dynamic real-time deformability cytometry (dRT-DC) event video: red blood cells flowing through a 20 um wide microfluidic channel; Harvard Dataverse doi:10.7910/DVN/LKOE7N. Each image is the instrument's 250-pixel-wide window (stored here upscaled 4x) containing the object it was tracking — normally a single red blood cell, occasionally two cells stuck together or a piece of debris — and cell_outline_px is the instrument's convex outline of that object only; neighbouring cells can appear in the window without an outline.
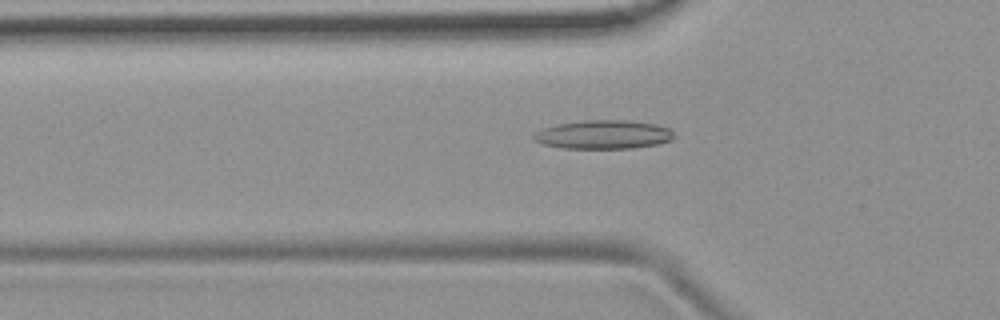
{"species": "common noctule bat (a hibernating species)", "species_latin": "Nyctalus noctula", "temperature_condition": "room temperature", "stored_images_in_passage": 51, "camera_frame_rate_fps": 3000, "um_per_image_px": 0.085, "animal": {"sex": "female", "body_mass_g": 19.9}, "frame": {"image": 1, "passage_image": 15, "time_ms": 4.667, "image_size_px": [1000, 320], "cell_outline_px": [[676, 136], [672, 140], [656, 144], [632, 148], [564, 148], [544, 144], [532, 140], [532, 136], [536, 132], [544, 128], [560, 124], [584, 120], [624, 120], [656, 124], [668, 128]], "centroid_in_image_um": [51.3, 11.44], "position_along_channel_um": 74.5, "area_um2": 23.29}}
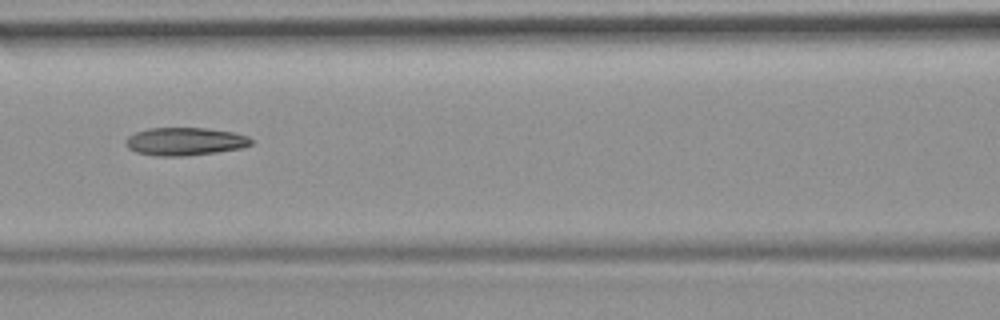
{"frame": {"image": 2, "passage_image": 21, "time_ms": 6.667, "image_size_px": [1000, 320], "cell_outline_px": [[252, 144], [240, 148], [216, 152], [184, 156], [156, 156], [136, 152], [128, 148], [124, 144], [124, 140], [128, 136], [136, 132], [148, 128], [204, 128], [232, 132], [248, 136], [252, 140]], "centroid_in_image_um": [15.67, 12.02], "position_along_channel_um": 150.9, "area_um2": 20.4}}
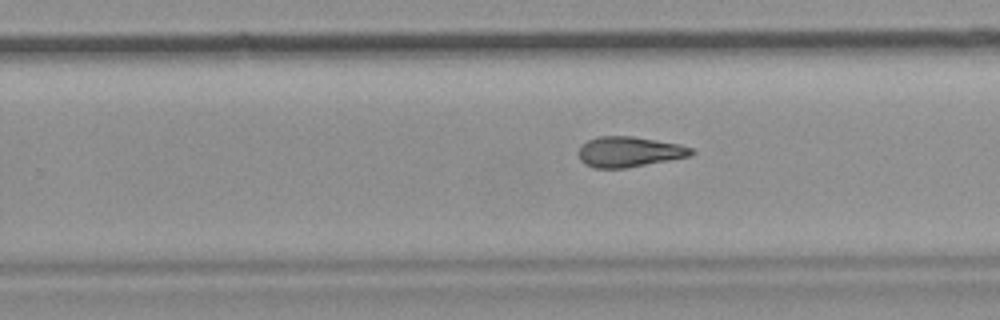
{"frame": {"image": 3, "passage_image": 31, "time_ms": 10.0, "image_size_px": [1000, 320], "cell_outline_px": [[696, 152], [692, 156], [624, 168], [592, 168], [584, 164], [580, 160], [580, 148], [588, 140], [600, 136], [632, 136], [680, 144], [692, 148]], "centroid_in_image_um": [53.52, 12.91], "position_along_channel_um": 276.3, "area_um2": 19.88}, "authors_computed_cell_mechanics": {"area_um2": 20.6346, "velocity_mm_per_s": 3.7872, "shape_relaxation_time_tau1_ms": null, "shape_relaxation_time_tau2_ms": 5.3859, "deformation_change_tau1": null, "deformation_change_tau2": 0.1645}}